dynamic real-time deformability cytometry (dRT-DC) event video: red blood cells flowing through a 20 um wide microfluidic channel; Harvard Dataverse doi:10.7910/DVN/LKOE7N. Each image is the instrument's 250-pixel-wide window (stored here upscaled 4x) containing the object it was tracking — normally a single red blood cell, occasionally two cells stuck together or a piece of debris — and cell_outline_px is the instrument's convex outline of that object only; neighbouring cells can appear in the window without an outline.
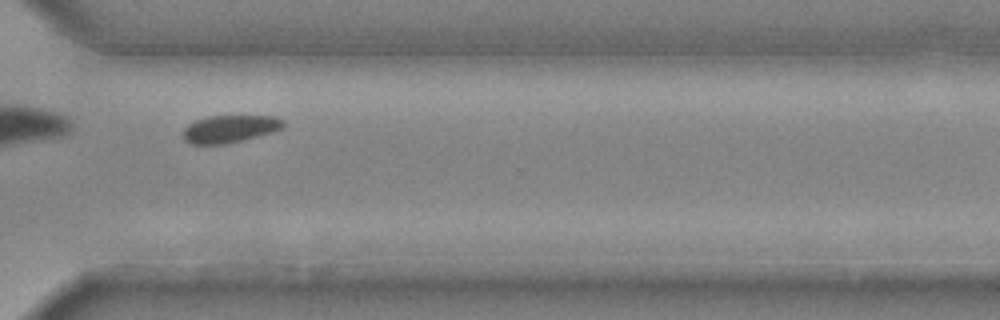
{"species": "common noctule bat (a hibernating species)", "species_latin": "Nyctalus noctula", "temperature_condition": "cold", "stored_images_in_passage": 20, "camera_frame_rate_fps": 3000, "um_per_image_px": 0.085, "animal": {"sex": "male", "body_mass_g": 20.4}, "frame": {"image": 1, "passage_image": 17, "time_ms": 5.333, "image_size_px": [1000, 320], "cell_outline_px": [[284, 124], [280, 128], [272, 132], [224, 144], [192, 144], [184, 140], [184, 128], [188, 124], [196, 120], [208, 116], [272, 116], [284, 120]], "centroid_in_image_um": [19.5, 10.94], "position_along_channel_um": 351.1, "area_um2": 15.72}}